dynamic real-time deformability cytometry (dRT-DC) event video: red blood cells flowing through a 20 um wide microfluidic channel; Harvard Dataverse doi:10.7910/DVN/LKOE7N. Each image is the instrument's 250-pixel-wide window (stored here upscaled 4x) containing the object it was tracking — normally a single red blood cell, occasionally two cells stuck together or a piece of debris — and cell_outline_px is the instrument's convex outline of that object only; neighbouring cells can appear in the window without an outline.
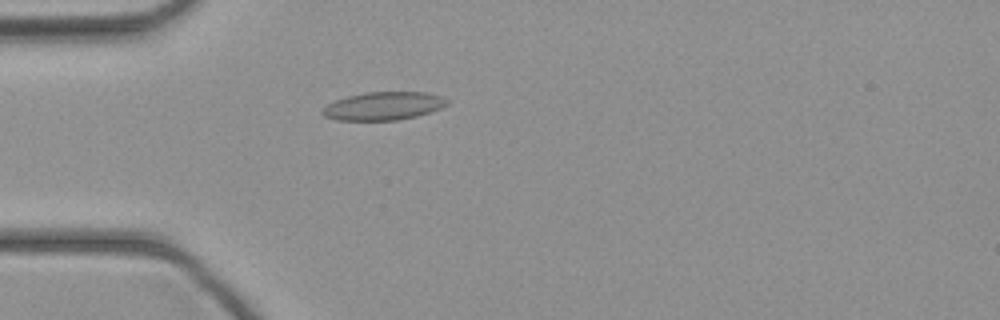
{"species": "common noctule bat (a hibernating species)", "species_latin": "Nyctalus noctula", "temperature_condition": "cold", "stored_images_in_passage": 37, "camera_frame_rate_fps": 3000, "um_per_image_px": 0.085, "animal": {"sex": "female", "body_mass_g": 21.9}, "frame": {"image": 1, "passage_image": 6, "time_ms": 1.667, "image_size_px": [1000, 320], "cell_outline_px": [[448, 104], [440, 108], [416, 116], [396, 120], [336, 120], [324, 116], [320, 112], [328, 104], [336, 100], [348, 96], [364, 92], [428, 92], [440, 96], [448, 100]], "centroid_in_image_um": [32.58, 9.0], "position_along_channel_um": 52.4, "area_um2": 20.29}}
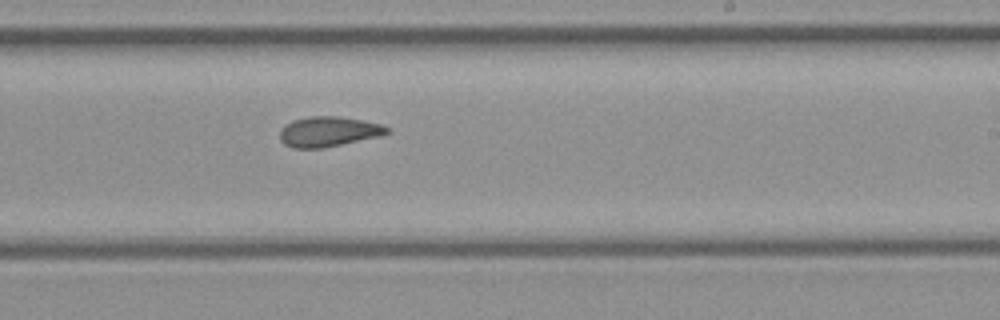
{"frame": {"image": 2, "passage_image": 20, "time_ms": 6.333, "image_size_px": [1000, 320], "cell_outline_px": [[392, 132], [380, 136], [324, 148], [292, 148], [284, 144], [280, 140], [280, 132], [292, 120], [308, 116], [340, 116], [380, 124], [388, 128]], "centroid_in_image_um": [27.93, 11.19], "position_along_channel_um": 261.1, "area_um2": 18.73}}
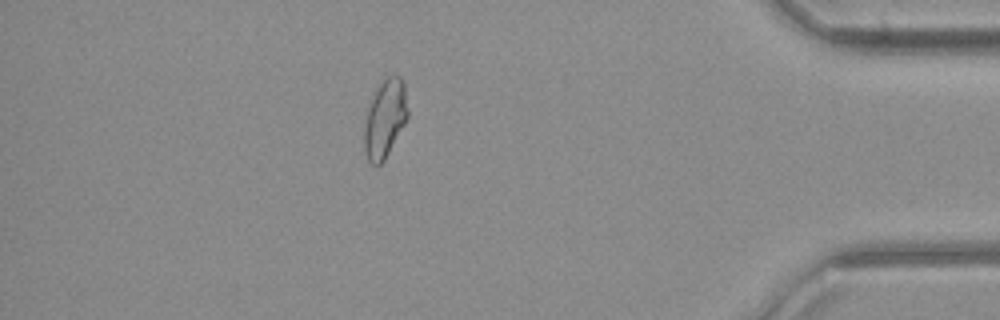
{"frame": {"image": 3, "passage_image": 32, "time_ms": 10.333, "image_size_px": [1000, 320], "cell_outline_px": [[408, 116], [404, 124], [384, 160], [380, 164], [372, 164], [368, 160], [364, 152], [364, 128], [368, 108], [376, 84], [392, 72], [400, 76], [404, 80], [408, 108]], "centroid_in_image_um": [32.72, 9.99], "position_along_channel_um": 402.5, "area_um2": 20.11}}